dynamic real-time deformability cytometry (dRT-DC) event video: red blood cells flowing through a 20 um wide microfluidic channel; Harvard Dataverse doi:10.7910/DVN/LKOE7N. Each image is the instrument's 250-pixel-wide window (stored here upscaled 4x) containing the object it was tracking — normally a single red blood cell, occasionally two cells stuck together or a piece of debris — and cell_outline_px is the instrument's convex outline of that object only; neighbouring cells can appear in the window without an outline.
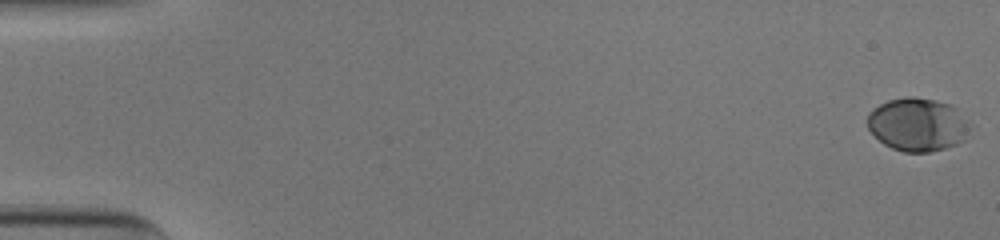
{"species": "human", "species_latin": "Homo sapiens", "temperature_condition": "cold", "stored_images_in_passage": 54, "camera_frame_rate_fps": 3000, "um_per_image_px": 0.085, "donor": {"sex": "male"}, "frame": {"image": 1, "passage_image": 1, "time_ms": 0.0, "image_size_px": [1000, 240], "cell_outline_px": [[976, 124], [972, 136], [956, 144], [944, 148], [928, 152], [904, 152], [892, 148], [884, 144], [868, 128], [868, 112], [872, 108], [888, 100], [904, 96], [912, 96], [936, 100], [952, 104]], "centroid_in_image_um": [78.12, 10.57], "position_along_channel_um": 6.9, "area_um2": 32.83}}
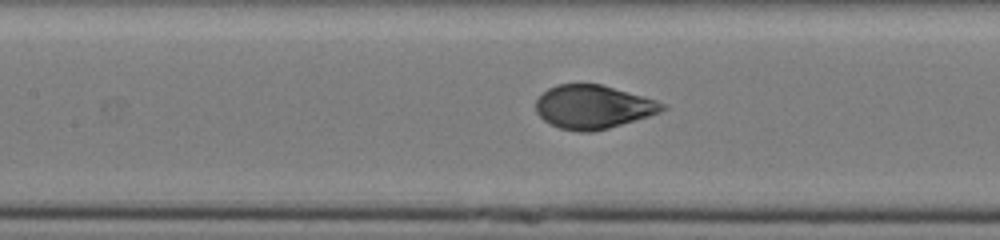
{"frame": {"image": 2, "passage_image": 26, "time_ms": 8.333, "image_size_px": [1000, 240], "cell_outline_px": [[668, 108], [660, 112], [648, 116], [608, 128], [592, 132], [580, 132], [560, 128], [544, 120], [536, 112], [536, 100], [548, 88], [556, 84], [600, 84], [656, 100], [668, 104]], "centroid_in_image_um": [50.42, 9.09], "position_along_channel_um": 157.0, "area_um2": 31.91}}
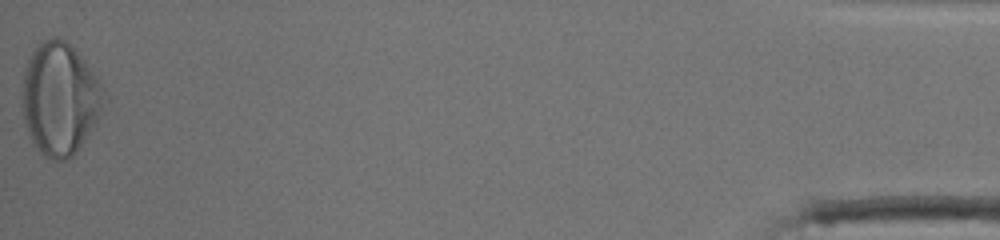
{"frame": {"image": 3, "passage_image": 54, "time_ms": 17.667, "image_size_px": [1000, 240], "cell_outline_px": [[108, 100], [96, 124], [76, 152], [72, 156], [64, 160], [52, 160], [44, 156], [32, 144], [28, 136], [24, 124], [20, 104], [24, 68], [32, 48], [44, 40], [52, 36], [56, 36], [64, 40], [84, 60], [100, 80], [108, 96]], "centroid_in_image_um": [5.08, 8.41], "position_along_channel_um": 430.1, "area_um2": 54.85}, "authors_computed_cell_mechanics": {"area_um2": 33.0038, "velocity_mm_per_s": 3.8995, "shape_relaxation_time_tau1_ms": 4.6295, "shape_relaxation_time_tau2_ms": null, "deformation_change_tau1": 0.2069, "deformation_change_tau2": null}}